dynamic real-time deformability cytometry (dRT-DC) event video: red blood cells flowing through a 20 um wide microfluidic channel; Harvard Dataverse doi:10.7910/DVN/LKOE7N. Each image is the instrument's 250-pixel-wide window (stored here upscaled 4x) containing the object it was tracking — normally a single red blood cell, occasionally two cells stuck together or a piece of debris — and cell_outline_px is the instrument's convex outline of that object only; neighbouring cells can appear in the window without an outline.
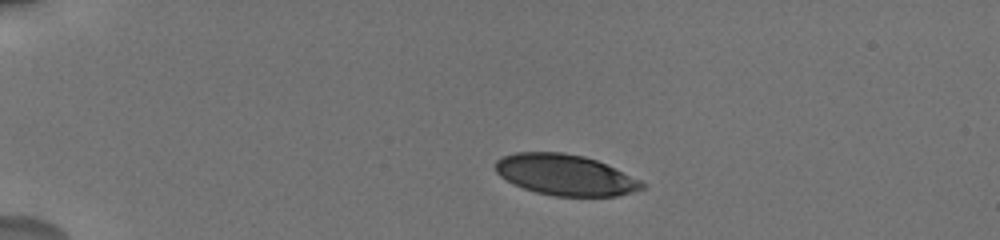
{"species": "human", "species_latin": "Homo sapiens", "temperature_condition": "cold", "stored_images_in_passage": 21, "camera_frame_rate_fps": 3000, "um_per_image_px": 0.085, "donor": {"sex": "male"}, "frame": {"image": 1, "passage_image": 3, "time_ms": 1.667, "image_size_px": [1000, 240], "cell_outline_px": [[644, 188], [632, 192], [616, 196], [552, 196], [536, 192], [524, 188], [500, 176], [496, 172], [496, 160], [504, 156], [516, 152], [560, 152], [584, 156], [596, 160], [640, 180], [644, 184]], "centroid_in_image_um": [48.04, 14.87], "position_along_channel_um": 37.0, "area_um2": 34.51}}
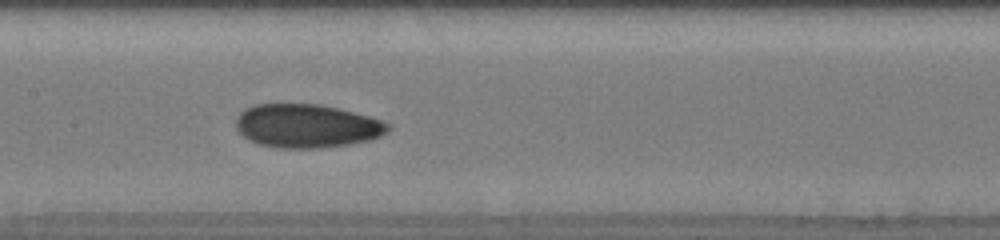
{"frame": {"image": 2, "passage_image": 10, "time_ms": 7.333, "image_size_px": [1000, 240], "cell_outline_px": [[392, 128], [388, 132], [380, 136], [368, 140], [348, 144], [320, 148], [276, 148], [260, 144], [248, 140], [236, 128], [236, 120], [240, 112], [244, 108], [256, 104], [320, 104], [368, 116], [380, 120], [388, 124]], "centroid_in_image_um": [26.05, 10.71], "position_along_channel_um": 181.3, "area_um2": 38.49}}
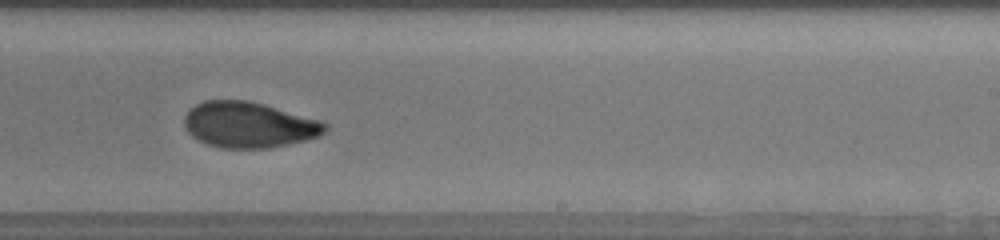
{"frame": {"image": 3, "passage_image": 12, "time_ms": 9.667, "image_size_px": [1000, 240], "cell_outline_px": [[328, 128], [320, 136], [308, 140], [268, 148], [220, 148], [208, 144], [192, 136], [188, 132], [184, 124], [184, 116], [196, 104], [204, 100], [248, 100], [264, 104], [324, 120], [328, 124]], "centroid_in_image_um": [21.21, 10.6], "position_along_channel_um": 267.8, "area_um2": 37.86}, "authors_computed_cell_mechanics": {"area_um2": 36.8186, "velocity_mm_per_s": 3.73, "shape_relaxation_time_tau1_ms": 4.6451, "shape_relaxation_time_tau2_ms": 1.9039, "deformation_change_tau1": 0.1411, "deformation_change_tau2": 0.063}}